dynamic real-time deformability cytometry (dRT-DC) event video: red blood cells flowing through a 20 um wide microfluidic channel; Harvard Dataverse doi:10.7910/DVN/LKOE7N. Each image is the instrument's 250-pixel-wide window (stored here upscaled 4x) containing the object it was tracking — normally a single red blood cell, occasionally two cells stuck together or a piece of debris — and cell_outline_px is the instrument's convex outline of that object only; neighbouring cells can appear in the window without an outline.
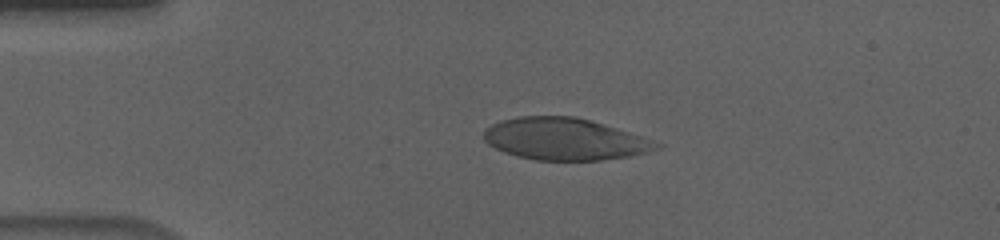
{"species": "human", "species_latin": "Homo sapiens", "temperature_condition": "cold", "stored_images_in_passage": 55, "camera_frame_rate_fps": 3000, "um_per_image_px": 0.085, "donor": {"sex": "male"}, "frame": {"image": 1, "passage_image": 12, "time_ms": 3.667, "image_size_px": [1000, 240], "cell_outline_px": [[664, 144], [660, 148], [648, 152], [628, 156], [600, 160], [536, 160], [516, 156], [504, 152], [488, 144], [484, 140], [484, 132], [492, 124], [500, 120], [520, 116], [576, 116], [616, 128]], "centroid_in_image_um": [47.98, 11.82], "position_along_channel_um": 37.0, "area_um2": 41.96}}
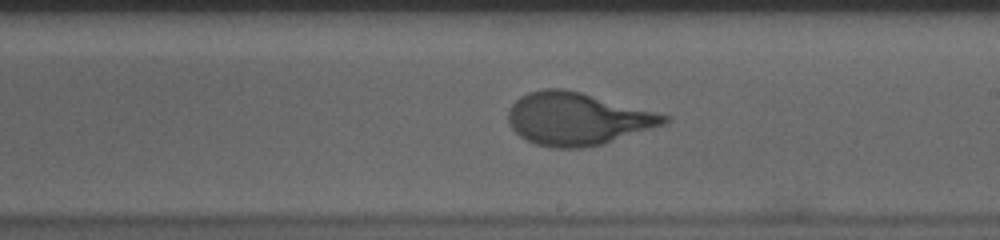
{"frame": {"image": 2, "passage_image": 32, "time_ms": 10.333, "image_size_px": [1000, 240], "cell_outline_px": [[672, 120], [664, 124], [604, 144], [580, 148], [552, 148], [536, 144], [520, 136], [512, 128], [508, 120], [508, 108], [520, 96], [528, 92], [544, 88], [564, 88], [580, 92], [672, 116]], "centroid_in_image_um": [49.07, 10.1], "position_along_channel_um": 239.9, "area_um2": 47.74}}
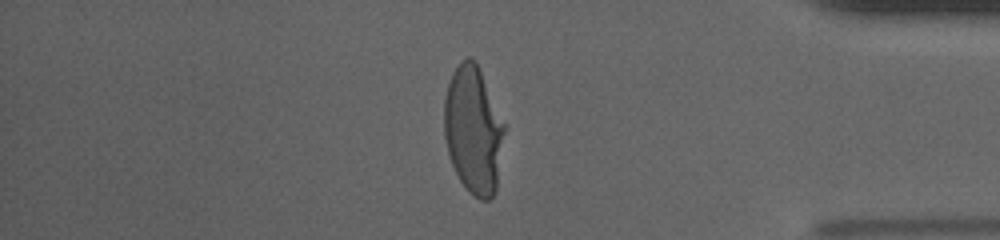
{"frame": {"image": 3, "passage_image": 47, "time_ms": 15.333, "image_size_px": [1000, 240], "cell_outline_px": [[504, 132], [496, 192], [488, 200], [480, 200], [468, 192], [460, 180], [452, 164], [448, 152], [444, 136], [444, 96], [448, 80], [452, 72], [460, 60], [468, 56], [472, 56], [476, 60], [504, 124]], "centroid_in_image_um": [40.21, 11.01], "position_along_channel_um": 395.0, "area_um2": 44.85}, "authors_computed_cell_mechanics": {"area_um2": 45.7776, "velocity_mm_per_s": 3.6282, "shape_relaxation_time_tau1_ms": 4.7649, "shape_relaxation_time_tau2_ms": null, "deformation_change_tau1": 0.2176, "deformation_change_tau2": null}}